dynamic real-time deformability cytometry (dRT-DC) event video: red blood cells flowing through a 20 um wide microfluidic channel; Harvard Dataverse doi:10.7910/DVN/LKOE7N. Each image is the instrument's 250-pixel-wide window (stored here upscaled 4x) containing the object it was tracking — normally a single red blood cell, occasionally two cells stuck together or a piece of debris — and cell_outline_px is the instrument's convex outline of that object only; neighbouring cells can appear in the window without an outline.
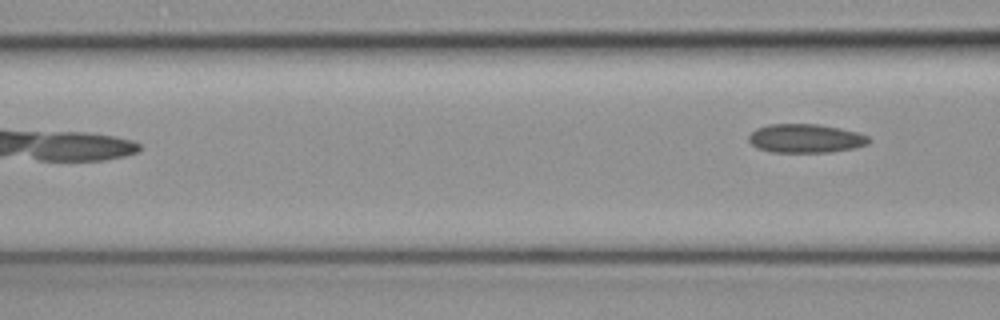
{"species": "common noctule bat (a hibernating species)", "species_latin": "Nyctalus noctula", "temperature_condition": "cold", "stored_images_in_passage": 5, "camera_frame_rate_fps": 3000, "um_per_image_px": 0.085, "animal": {"sex": "female", "body_mass_g": 19.3, "forearm_length_mm": 54.1}, "frame": {"image": 1, "passage_image": 5, "time_ms": 1.333, "image_size_px": [1000, 320], "cell_outline_px": [[872, 140], [868, 144], [852, 148], [828, 152], [768, 152], [756, 148], [748, 140], [748, 136], [756, 128], [768, 124], [820, 124], [840, 128], [856, 132], [868, 136]], "centroid_in_image_um": [68.45, 11.76], "position_along_channel_um": 98.2, "area_um2": 20.23}}